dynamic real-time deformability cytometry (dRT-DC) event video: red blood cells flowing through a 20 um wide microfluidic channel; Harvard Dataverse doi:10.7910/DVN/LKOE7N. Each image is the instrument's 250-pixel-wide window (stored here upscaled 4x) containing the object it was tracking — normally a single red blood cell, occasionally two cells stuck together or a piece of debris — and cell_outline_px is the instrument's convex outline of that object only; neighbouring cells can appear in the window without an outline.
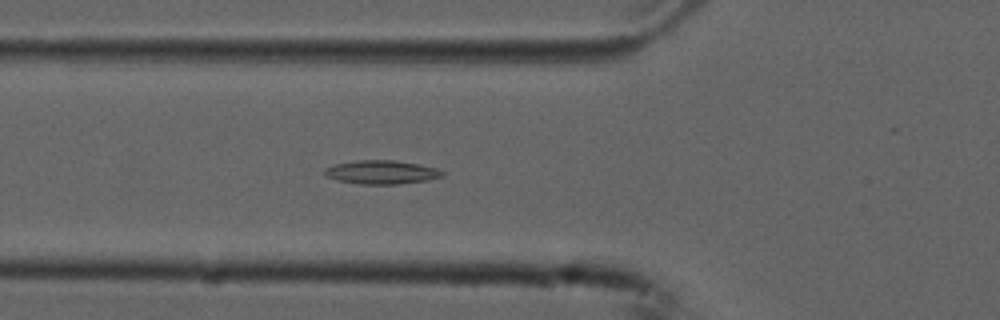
{"species": "common noctule bat (a hibernating species)", "species_latin": "Nyctalus noctula", "temperature_condition": "cold", "stored_images_in_passage": 6, "camera_frame_rate_fps": 3000, "um_per_image_px": 0.085, "animal": {"sex": "male", "forearm_length_mm": 52.5}, "frame": {"image": 1, "passage_image": 6, "time_ms": 1.667, "image_size_px": [1000, 320], "cell_outline_px": [[444, 176], [428, 180], [396, 184], [360, 184], [336, 180], [324, 176], [324, 168], [332, 164], [356, 160], [392, 160], [420, 164], [436, 168], [444, 172]], "centroid_in_image_um": [32.38, 14.63], "position_along_channel_um": 93.4, "area_um2": 16.42}}